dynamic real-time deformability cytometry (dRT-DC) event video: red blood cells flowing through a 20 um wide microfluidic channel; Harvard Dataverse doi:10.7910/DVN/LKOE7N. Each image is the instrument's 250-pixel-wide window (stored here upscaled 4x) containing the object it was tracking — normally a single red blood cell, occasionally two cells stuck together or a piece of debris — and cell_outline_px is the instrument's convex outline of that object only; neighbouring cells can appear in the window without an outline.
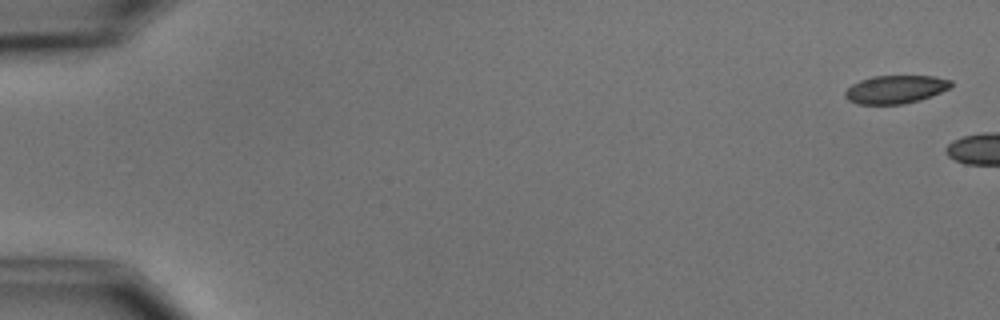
{"species": "common noctule bat (a hibernating species)", "species_latin": "Nyctalus noctula", "temperature_condition": "cold", "stored_images_in_passage": 2, "camera_frame_rate_fps": 3000, "um_per_image_px": 0.085, "animal": {"sex": "male", "body_mass_g": 15.6}, "frame": {"image": 1, "passage_image": 1, "time_ms": 0.0, "image_size_px": [1000, 320], "cell_outline_px": [[952, 84], [948, 88], [940, 92], [920, 100], [904, 104], [856, 104], [848, 100], [844, 96], [844, 92], [852, 84], [860, 80], [876, 76], [932, 76], [952, 80]], "centroid_in_image_um": [76.09, 7.6], "position_along_channel_um": 8.9, "area_um2": 17.28}}